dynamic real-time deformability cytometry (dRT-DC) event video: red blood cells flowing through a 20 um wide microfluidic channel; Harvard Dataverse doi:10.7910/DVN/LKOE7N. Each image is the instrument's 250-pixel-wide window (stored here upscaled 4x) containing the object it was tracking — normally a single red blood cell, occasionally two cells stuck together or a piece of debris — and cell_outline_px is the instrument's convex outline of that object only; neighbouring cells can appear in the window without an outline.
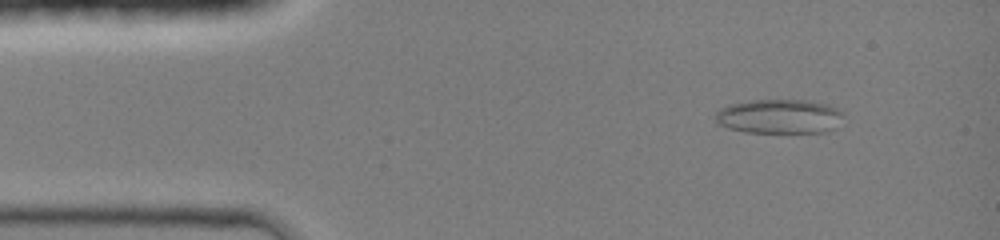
{"species": "common noctule bat (a hibernating species)", "species_latin": "Nyctalus noctula", "temperature_condition": "room temperature", "stored_images_in_passage": 44, "camera_frame_rate_fps": 3000, "um_per_image_px": 0.085, "animal": {"sex": "female", "body_mass_g": 19.0, "forearm_length_mm": 51.5}, "frame": {"image": 1, "passage_image": 5, "time_ms": 1.333, "image_size_px": [1000, 240], "cell_outline_px": [[844, 112], [832, 128], [824, 132], [744, 132], [728, 128], [720, 124], [716, 120], [716, 112], [720, 108], [728, 104], [752, 100], [808, 100], [828, 104]], "centroid_in_image_um": [66.2, 9.88], "position_along_channel_um": 18.8, "area_um2": 25.37}}
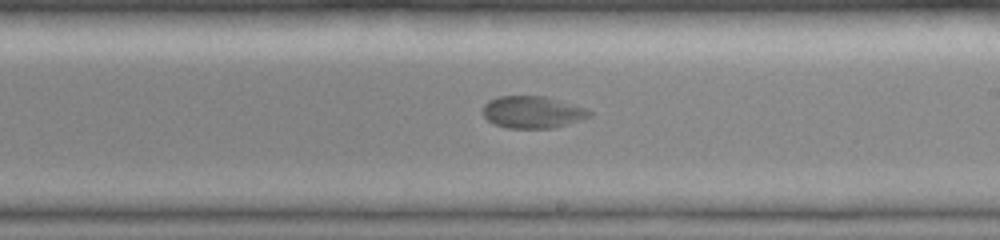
{"frame": {"image": 2, "passage_image": 26, "time_ms": 8.333, "image_size_px": [1000, 240], "cell_outline_px": [[592, 116], [568, 124], [552, 128], [508, 128], [492, 124], [480, 112], [484, 104], [488, 100], [500, 96], [544, 96], [588, 108], [592, 112]], "centroid_in_image_um": [45.25, 9.53], "position_along_channel_um": 243.8, "area_um2": 20.17}}
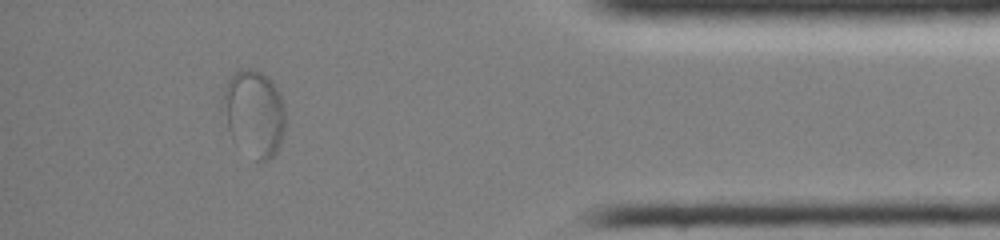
{"frame": {"image": 3, "passage_image": 40, "time_ms": 13.0, "image_size_px": [1000, 240], "cell_outline_px": [[284, 132], [280, 144], [276, 152], [268, 160], [256, 160], [232, 140], [220, 108], [224, 92], [228, 80], [232, 72], [240, 68], [256, 68], [268, 76], [272, 80], [280, 92], [284, 108]], "centroid_in_image_um": [21.57, 9.57], "position_along_channel_um": 413.6, "area_um2": 32.08}}